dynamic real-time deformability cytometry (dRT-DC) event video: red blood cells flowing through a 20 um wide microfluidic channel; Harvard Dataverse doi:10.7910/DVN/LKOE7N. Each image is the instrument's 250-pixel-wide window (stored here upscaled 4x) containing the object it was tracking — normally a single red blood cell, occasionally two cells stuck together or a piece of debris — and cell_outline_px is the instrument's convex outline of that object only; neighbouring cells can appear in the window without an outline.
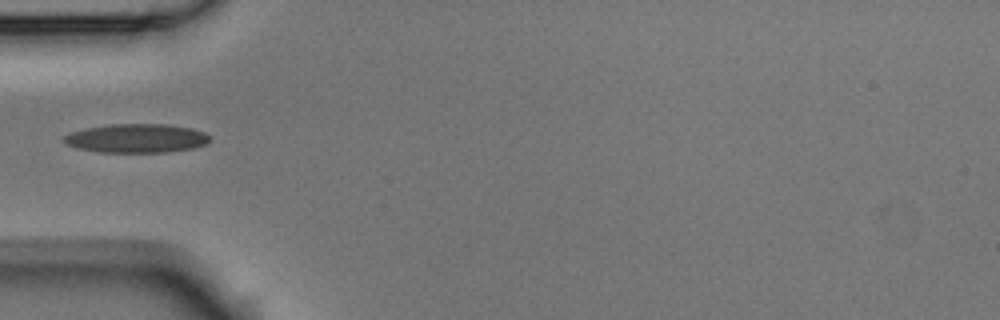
{"species": "Egyptian fruit bat (a non-hibernating species)", "species_latin": "Rousettus aegyptiacus", "temperature_condition": "room temperature", "stored_images_in_passage": 1, "camera_frame_rate_fps": 3000, "um_per_image_px": 0.085, "animal": {"sex": "male"}, "frame": {"image": 1, "passage_image": 1, "time_ms": 0.0, "image_size_px": [1000, 320], "cell_outline_px": [[208, 144], [192, 148], [164, 152], [100, 152], [80, 148], [68, 144], [60, 140], [64, 136], [72, 132], [88, 128], [108, 124], [168, 124], [192, 128], [204, 132], [208, 136]], "centroid_in_image_um": [11.62, 11.75], "position_along_channel_um": 73.4, "area_um2": 24.33}}